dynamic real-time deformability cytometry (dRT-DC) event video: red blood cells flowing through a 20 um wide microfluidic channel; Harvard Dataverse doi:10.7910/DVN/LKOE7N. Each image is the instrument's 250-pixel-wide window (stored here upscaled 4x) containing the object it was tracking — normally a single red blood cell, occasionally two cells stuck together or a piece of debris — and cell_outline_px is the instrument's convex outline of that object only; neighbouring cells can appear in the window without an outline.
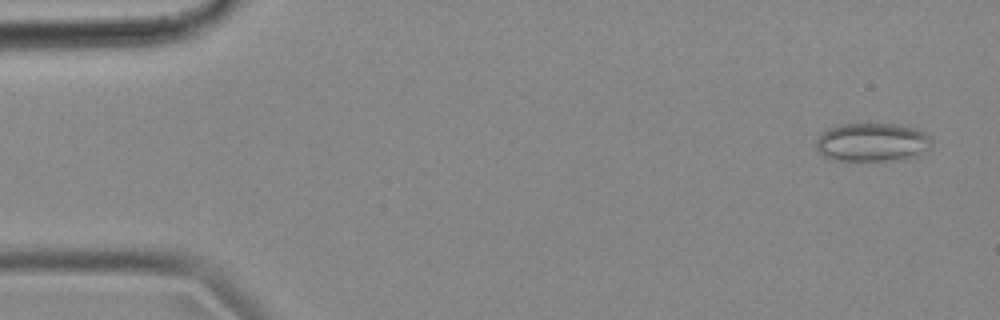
{"species": "common noctule bat (a hibernating species)", "species_latin": "Nyctalus noctula", "temperature_condition": "cold", "stored_images_in_passage": 54, "camera_frame_rate_fps": 3000, "um_per_image_px": 0.085, "animal": {"sex": "female", "body_mass_g": 18.4}, "frame": {"image": 1, "passage_image": 3, "time_ms": 0.667, "image_size_px": [1000, 320], "cell_outline_px": [[932, 144], [928, 148], [916, 156], [904, 160], [836, 160], [824, 156], [816, 148], [816, 140], [828, 128], [844, 124], [896, 124], [916, 128], [924, 132], [932, 140]], "centroid_in_image_um": [74.16, 12.09], "position_along_channel_um": 10.8, "area_um2": 25.84}}
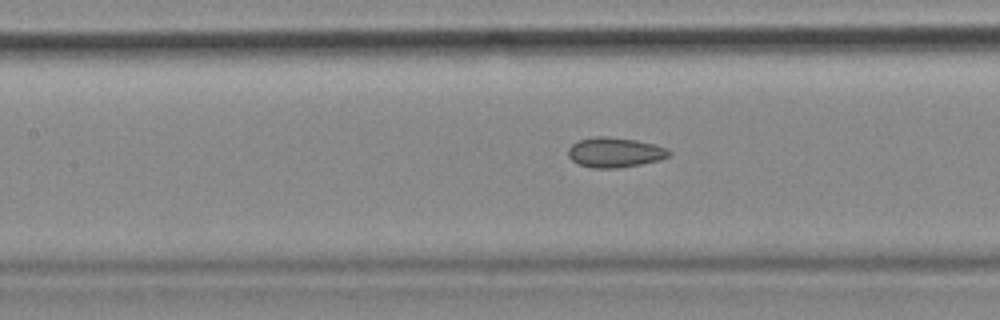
{"frame": {"image": 2, "passage_image": 24, "time_ms": 7.667, "image_size_px": [1000, 320], "cell_outline_px": [[672, 152], [668, 156], [660, 160], [620, 168], [592, 168], [576, 164], [568, 156], [568, 148], [572, 144], [580, 140], [596, 136], [608, 136], [636, 140], [668, 148]], "centroid_in_image_um": [52.25, 12.96], "position_along_channel_um": 155.2, "area_um2": 17.69}}
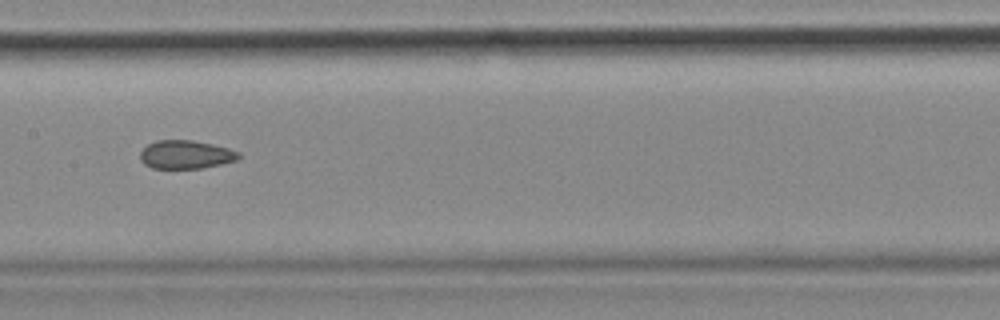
{"frame": {"image": 3, "passage_image": 27, "time_ms": 8.667, "image_size_px": [1000, 320], "cell_outline_px": [[240, 156], [236, 160], [220, 164], [200, 168], [152, 168], [144, 164], [140, 160], [140, 152], [148, 144], [156, 140], [192, 140], [212, 144], [228, 148], [240, 152]], "centroid_in_image_um": [15.77, 13.13], "position_along_channel_um": 191.6, "area_um2": 16.24}, "authors_computed_cell_mechanics": {"area_um2": 17.5712, "velocity_mm_per_s": 3.6668, "shape_relaxation_time_tau1_ms": null, "shape_relaxation_time_tau2_ms": 2.1578, "deformation_change_tau1": null, "deformation_change_tau2": 0.0734}}